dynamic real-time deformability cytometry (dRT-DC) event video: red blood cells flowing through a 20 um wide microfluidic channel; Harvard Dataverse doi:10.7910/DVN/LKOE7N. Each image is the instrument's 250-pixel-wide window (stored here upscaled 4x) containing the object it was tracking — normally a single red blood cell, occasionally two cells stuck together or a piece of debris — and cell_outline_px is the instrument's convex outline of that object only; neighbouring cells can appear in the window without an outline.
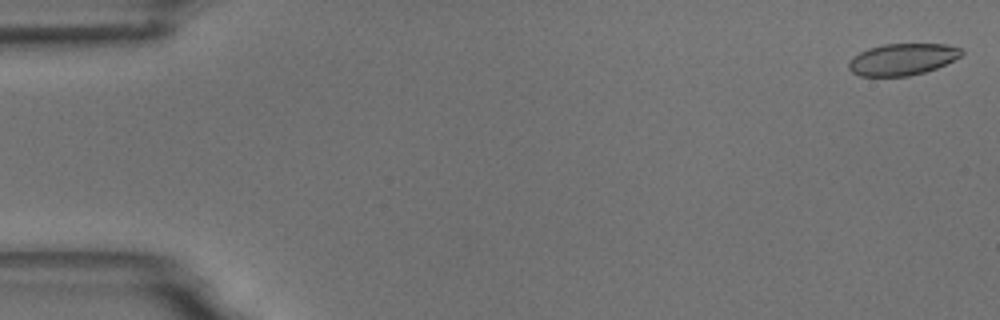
{"species": "common noctule bat (a hibernating species)", "species_latin": "Nyctalus noctula", "temperature_condition": "room temperature", "stored_images_in_passage": 55, "camera_frame_rate_fps": 3000, "um_per_image_px": 0.085, "animal": {"sex": "male", "body_mass_g": 18.8}, "frame": {"image": 1, "passage_image": 1, "time_ms": 0.0, "image_size_px": [1000, 320], "cell_outline_px": [[964, 52], [960, 56], [936, 68], [924, 72], [908, 76], [860, 76], [852, 72], [848, 68], [848, 60], [860, 52], [868, 48], [884, 44], [944, 44], [960, 48]], "centroid_in_image_um": [76.66, 5.04], "position_along_channel_um": 8.3, "area_um2": 20.69}}
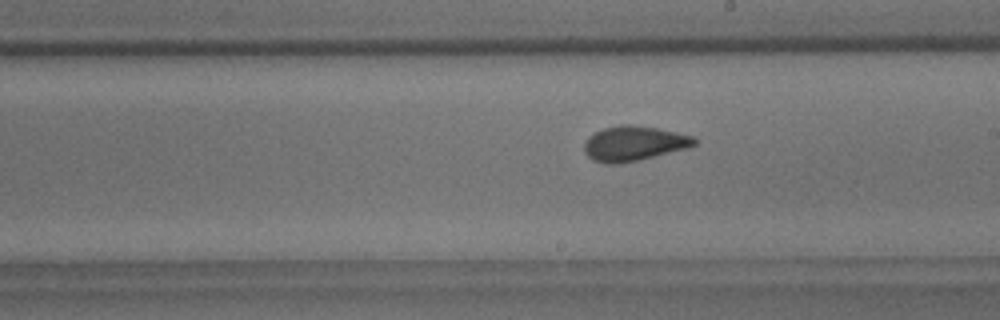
{"frame": {"image": 2, "passage_image": 31, "time_ms": 10.0, "image_size_px": [1000, 320], "cell_outline_px": [[696, 144], [688, 148], [636, 160], [616, 164], [608, 164], [592, 160], [584, 152], [584, 144], [588, 136], [604, 128], [620, 124], [632, 124], [656, 128], [676, 132], [692, 136], [696, 140]], "centroid_in_image_um": [53.85, 12.18], "position_along_channel_um": 235.2, "area_um2": 22.2}}
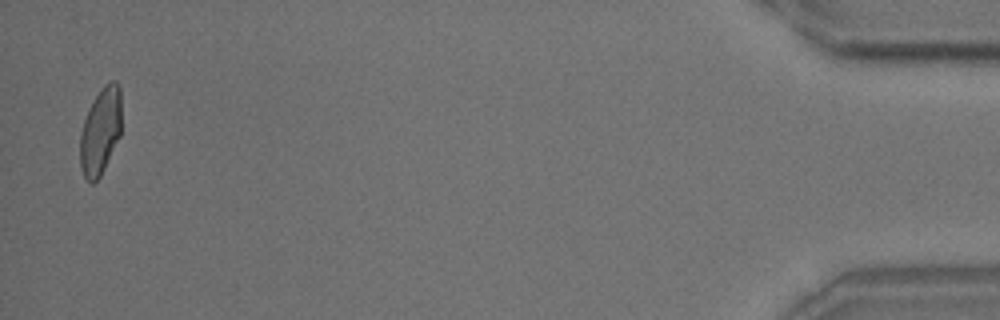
{"frame": {"image": 3, "passage_image": 54, "time_ms": 17.667, "image_size_px": [1000, 320], "cell_outline_px": [[120, 136], [100, 176], [92, 184], [88, 184], [80, 168], [80, 132], [88, 108], [92, 100], [104, 84], [112, 80], [116, 80], [120, 84]], "centroid_in_image_um": [8.52, 11.13], "position_along_channel_um": 426.7, "area_um2": 21.1}, "authors_computed_cell_mechanics": {"area_um2": 21.675, "velocity_mm_per_s": 3.651, "shape_relaxation_time_tau1_ms": 6.316, "shape_relaxation_time_tau2_ms": 1.1909, "deformation_change_tau1": 0.1548, "deformation_change_tau2": 0.0633}}